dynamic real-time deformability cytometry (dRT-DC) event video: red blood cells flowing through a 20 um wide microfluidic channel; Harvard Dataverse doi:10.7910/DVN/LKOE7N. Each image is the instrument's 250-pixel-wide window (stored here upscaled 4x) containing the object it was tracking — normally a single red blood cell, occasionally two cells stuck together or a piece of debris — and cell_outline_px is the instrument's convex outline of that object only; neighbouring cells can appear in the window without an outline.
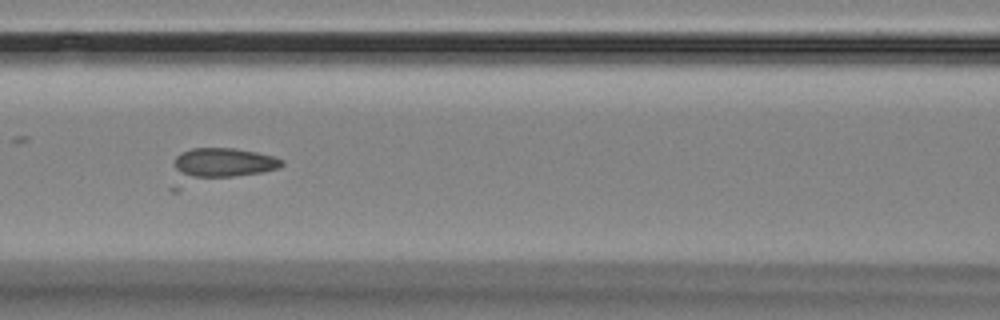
{"species": "Egyptian fruit bat (a non-hibernating species)", "species_latin": "Rousettus aegyptiacus", "temperature_condition": "room temperature", "stored_images_in_passage": 15, "camera_frame_rate_fps": 3000, "um_per_image_px": 0.085, "animal": {"sex": "female"}, "frame": {"image": 1, "passage_image": 6, "time_ms": 5.667, "image_size_px": [1000, 320], "cell_outline_px": [[284, 164], [280, 168], [180, 192], [172, 192], [168, 188], [176, 156], [180, 152], [192, 148], [236, 148], [256, 152], [272, 156], [284, 160]], "centroid_in_image_um": [18.48, 14.17], "position_along_channel_um": 148.1, "area_um2": 23.81}}
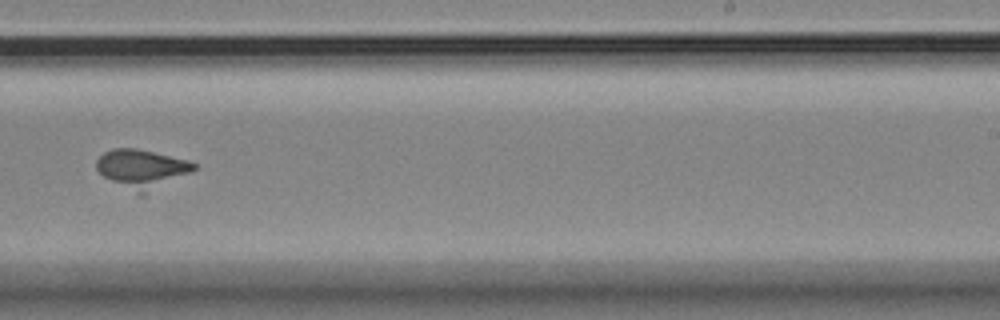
{"frame": {"image": 2, "passage_image": 9, "time_ms": 9.333, "image_size_px": [1000, 320], "cell_outline_px": [[196, 168], [192, 172], [144, 196], [140, 196], [104, 176], [96, 168], [96, 160], [104, 152], [112, 148], [136, 148], [188, 160], [196, 164]], "centroid_in_image_um": [12.08, 14.37], "position_along_channel_um": 276.9, "area_um2": 22.14}}
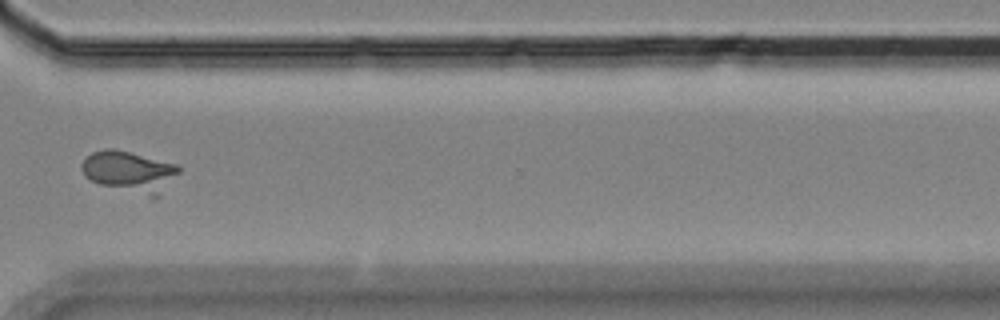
{"frame": {"image": 3, "passage_image": 11, "time_ms": 11.667, "image_size_px": [1000, 320], "cell_outline_px": [[180, 172], [160, 196], [148, 196], [100, 184], [84, 176], [80, 164], [92, 152], [104, 148], [112, 148], [176, 164], [180, 168]], "centroid_in_image_um": [11.01, 14.58], "position_along_channel_um": 359.6, "area_um2": 23.0}}